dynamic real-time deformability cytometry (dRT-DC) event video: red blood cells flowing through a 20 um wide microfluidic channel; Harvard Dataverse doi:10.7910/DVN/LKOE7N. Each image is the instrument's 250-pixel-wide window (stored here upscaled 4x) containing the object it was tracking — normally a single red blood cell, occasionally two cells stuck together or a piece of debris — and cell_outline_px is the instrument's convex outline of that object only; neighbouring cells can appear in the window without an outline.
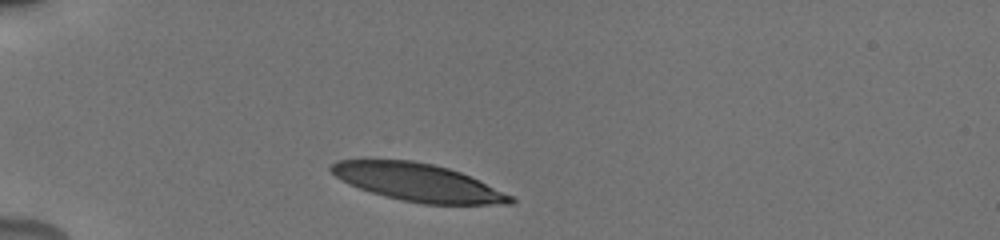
{"species": "human", "species_latin": "Homo sapiens", "temperature_condition": "cold", "stored_images_in_passage": 5, "camera_frame_rate_fps": 3000, "um_per_image_px": 0.085, "donor": {"sex": "male"}, "frame": {"image": 1, "passage_image": 1, "time_ms": 0.0, "image_size_px": [1000, 240], "cell_outline_px": [[512, 200], [468, 204], [456, 204], [420, 200], [360, 160], [376, 160], [420, 164], [440, 168], [464, 176]], "centroid_in_image_um": [36.98, 15.59], "position_along_channel_um": 48.0, "area_um2": 23.47}}